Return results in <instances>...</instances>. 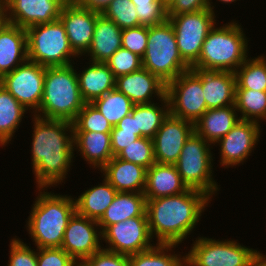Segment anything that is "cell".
I'll return each mask as SVG.
<instances>
[{
    "mask_svg": "<svg viewBox=\"0 0 266 266\" xmlns=\"http://www.w3.org/2000/svg\"><path fill=\"white\" fill-rule=\"evenodd\" d=\"M32 116V172L37 189H50L63 183L74 162L73 123Z\"/></svg>",
    "mask_w": 266,
    "mask_h": 266,
    "instance_id": "6da1fadb",
    "label": "cell"
},
{
    "mask_svg": "<svg viewBox=\"0 0 266 266\" xmlns=\"http://www.w3.org/2000/svg\"><path fill=\"white\" fill-rule=\"evenodd\" d=\"M212 198L189 188L184 193L146 200L152 238L157 244H181L199 223ZM155 236V237H154Z\"/></svg>",
    "mask_w": 266,
    "mask_h": 266,
    "instance_id": "7a4b0ae2",
    "label": "cell"
},
{
    "mask_svg": "<svg viewBox=\"0 0 266 266\" xmlns=\"http://www.w3.org/2000/svg\"><path fill=\"white\" fill-rule=\"evenodd\" d=\"M38 188L26 228L36 248H61L69 220L76 213L72 196Z\"/></svg>",
    "mask_w": 266,
    "mask_h": 266,
    "instance_id": "3957f363",
    "label": "cell"
},
{
    "mask_svg": "<svg viewBox=\"0 0 266 266\" xmlns=\"http://www.w3.org/2000/svg\"><path fill=\"white\" fill-rule=\"evenodd\" d=\"M73 64L45 67L42 101L33 114L45 119L73 122L85 102Z\"/></svg>",
    "mask_w": 266,
    "mask_h": 266,
    "instance_id": "277c9868",
    "label": "cell"
},
{
    "mask_svg": "<svg viewBox=\"0 0 266 266\" xmlns=\"http://www.w3.org/2000/svg\"><path fill=\"white\" fill-rule=\"evenodd\" d=\"M238 21L214 26L203 42L198 60L191 69L207 71H235L248 58V38Z\"/></svg>",
    "mask_w": 266,
    "mask_h": 266,
    "instance_id": "5b68a950",
    "label": "cell"
},
{
    "mask_svg": "<svg viewBox=\"0 0 266 266\" xmlns=\"http://www.w3.org/2000/svg\"><path fill=\"white\" fill-rule=\"evenodd\" d=\"M142 66L166 85L191 69L179 53L173 26L168 19L161 24L148 27Z\"/></svg>",
    "mask_w": 266,
    "mask_h": 266,
    "instance_id": "8992f818",
    "label": "cell"
},
{
    "mask_svg": "<svg viewBox=\"0 0 266 266\" xmlns=\"http://www.w3.org/2000/svg\"><path fill=\"white\" fill-rule=\"evenodd\" d=\"M28 60L45 67L75 64L80 58L69 43L60 19L26 28ZM73 61V62H72Z\"/></svg>",
    "mask_w": 266,
    "mask_h": 266,
    "instance_id": "52a82bcc",
    "label": "cell"
},
{
    "mask_svg": "<svg viewBox=\"0 0 266 266\" xmlns=\"http://www.w3.org/2000/svg\"><path fill=\"white\" fill-rule=\"evenodd\" d=\"M212 144L195 132L184 143L180 156L174 164L182 181L188 188L205 192L213 197L220 190L214 180Z\"/></svg>",
    "mask_w": 266,
    "mask_h": 266,
    "instance_id": "ba28073f",
    "label": "cell"
},
{
    "mask_svg": "<svg viewBox=\"0 0 266 266\" xmlns=\"http://www.w3.org/2000/svg\"><path fill=\"white\" fill-rule=\"evenodd\" d=\"M170 114L193 124L208 110L202 89V70L189 69L166 85Z\"/></svg>",
    "mask_w": 266,
    "mask_h": 266,
    "instance_id": "9c48e42d",
    "label": "cell"
},
{
    "mask_svg": "<svg viewBox=\"0 0 266 266\" xmlns=\"http://www.w3.org/2000/svg\"><path fill=\"white\" fill-rule=\"evenodd\" d=\"M167 17L173 26L179 53L191 67L199 58L206 36L217 25L215 12L206 8Z\"/></svg>",
    "mask_w": 266,
    "mask_h": 266,
    "instance_id": "30bf717a",
    "label": "cell"
},
{
    "mask_svg": "<svg viewBox=\"0 0 266 266\" xmlns=\"http://www.w3.org/2000/svg\"><path fill=\"white\" fill-rule=\"evenodd\" d=\"M187 253L199 266H250L256 249L237 240L197 237Z\"/></svg>",
    "mask_w": 266,
    "mask_h": 266,
    "instance_id": "8fae6325",
    "label": "cell"
},
{
    "mask_svg": "<svg viewBox=\"0 0 266 266\" xmlns=\"http://www.w3.org/2000/svg\"><path fill=\"white\" fill-rule=\"evenodd\" d=\"M45 80V66L27 60L0 78L2 85L31 114L41 104Z\"/></svg>",
    "mask_w": 266,
    "mask_h": 266,
    "instance_id": "7c38bea8",
    "label": "cell"
},
{
    "mask_svg": "<svg viewBox=\"0 0 266 266\" xmlns=\"http://www.w3.org/2000/svg\"><path fill=\"white\" fill-rule=\"evenodd\" d=\"M102 240L106 243L104 249L128 256L149 250L156 245L151 243L154 241L147 216L132 217L108 226L102 232Z\"/></svg>",
    "mask_w": 266,
    "mask_h": 266,
    "instance_id": "4fadbf2b",
    "label": "cell"
},
{
    "mask_svg": "<svg viewBox=\"0 0 266 266\" xmlns=\"http://www.w3.org/2000/svg\"><path fill=\"white\" fill-rule=\"evenodd\" d=\"M261 125L255 121L239 120L235 126L216 144L219 145L220 165L224 168L243 164L254 152L259 138Z\"/></svg>",
    "mask_w": 266,
    "mask_h": 266,
    "instance_id": "5bb4252c",
    "label": "cell"
},
{
    "mask_svg": "<svg viewBox=\"0 0 266 266\" xmlns=\"http://www.w3.org/2000/svg\"><path fill=\"white\" fill-rule=\"evenodd\" d=\"M102 232L98 221L75 213L66 227L61 248L79 265L101 250Z\"/></svg>",
    "mask_w": 266,
    "mask_h": 266,
    "instance_id": "9a60e30c",
    "label": "cell"
},
{
    "mask_svg": "<svg viewBox=\"0 0 266 266\" xmlns=\"http://www.w3.org/2000/svg\"><path fill=\"white\" fill-rule=\"evenodd\" d=\"M194 133V124L169 115L152 138L154 157L157 163L175 164L180 156L184 143Z\"/></svg>",
    "mask_w": 266,
    "mask_h": 266,
    "instance_id": "2e32d148",
    "label": "cell"
},
{
    "mask_svg": "<svg viewBox=\"0 0 266 266\" xmlns=\"http://www.w3.org/2000/svg\"><path fill=\"white\" fill-rule=\"evenodd\" d=\"M101 13L79 6L78 4H64L59 19L73 51L83 56L89 49L94 33L97 17Z\"/></svg>",
    "mask_w": 266,
    "mask_h": 266,
    "instance_id": "e0dca14e",
    "label": "cell"
},
{
    "mask_svg": "<svg viewBox=\"0 0 266 266\" xmlns=\"http://www.w3.org/2000/svg\"><path fill=\"white\" fill-rule=\"evenodd\" d=\"M64 3L61 0H5L8 23L21 28L58 20Z\"/></svg>",
    "mask_w": 266,
    "mask_h": 266,
    "instance_id": "ac0fdd59",
    "label": "cell"
},
{
    "mask_svg": "<svg viewBox=\"0 0 266 266\" xmlns=\"http://www.w3.org/2000/svg\"><path fill=\"white\" fill-rule=\"evenodd\" d=\"M115 88L135 105L148 104L166 95V84L145 68L116 78ZM152 100V101H151Z\"/></svg>",
    "mask_w": 266,
    "mask_h": 266,
    "instance_id": "d6986e66",
    "label": "cell"
},
{
    "mask_svg": "<svg viewBox=\"0 0 266 266\" xmlns=\"http://www.w3.org/2000/svg\"><path fill=\"white\" fill-rule=\"evenodd\" d=\"M147 169L114 156L101 170L118 192H144Z\"/></svg>",
    "mask_w": 266,
    "mask_h": 266,
    "instance_id": "ffe728a7",
    "label": "cell"
},
{
    "mask_svg": "<svg viewBox=\"0 0 266 266\" xmlns=\"http://www.w3.org/2000/svg\"><path fill=\"white\" fill-rule=\"evenodd\" d=\"M188 189L173 164L155 162L146 171V185L143 192L146 200L177 195Z\"/></svg>",
    "mask_w": 266,
    "mask_h": 266,
    "instance_id": "44dd1931",
    "label": "cell"
},
{
    "mask_svg": "<svg viewBox=\"0 0 266 266\" xmlns=\"http://www.w3.org/2000/svg\"><path fill=\"white\" fill-rule=\"evenodd\" d=\"M27 60L26 29L7 23L0 31V78Z\"/></svg>",
    "mask_w": 266,
    "mask_h": 266,
    "instance_id": "7402d4cb",
    "label": "cell"
},
{
    "mask_svg": "<svg viewBox=\"0 0 266 266\" xmlns=\"http://www.w3.org/2000/svg\"><path fill=\"white\" fill-rule=\"evenodd\" d=\"M202 89L208 109L234 105L236 75L229 71L202 70Z\"/></svg>",
    "mask_w": 266,
    "mask_h": 266,
    "instance_id": "603a6c76",
    "label": "cell"
},
{
    "mask_svg": "<svg viewBox=\"0 0 266 266\" xmlns=\"http://www.w3.org/2000/svg\"><path fill=\"white\" fill-rule=\"evenodd\" d=\"M121 47L122 29L100 14L94 27L91 45L83 56H90L91 62L105 63Z\"/></svg>",
    "mask_w": 266,
    "mask_h": 266,
    "instance_id": "cb8c5ba5",
    "label": "cell"
},
{
    "mask_svg": "<svg viewBox=\"0 0 266 266\" xmlns=\"http://www.w3.org/2000/svg\"><path fill=\"white\" fill-rule=\"evenodd\" d=\"M73 145L90 167L98 171L113 158L111 133L73 131Z\"/></svg>",
    "mask_w": 266,
    "mask_h": 266,
    "instance_id": "d4e9b609",
    "label": "cell"
},
{
    "mask_svg": "<svg viewBox=\"0 0 266 266\" xmlns=\"http://www.w3.org/2000/svg\"><path fill=\"white\" fill-rule=\"evenodd\" d=\"M235 105L208 109L195 123L194 132L210 144L224 137L240 120Z\"/></svg>",
    "mask_w": 266,
    "mask_h": 266,
    "instance_id": "484cf974",
    "label": "cell"
},
{
    "mask_svg": "<svg viewBox=\"0 0 266 266\" xmlns=\"http://www.w3.org/2000/svg\"><path fill=\"white\" fill-rule=\"evenodd\" d=\"M81 72H77L78 85L85 103L104 96L115 88L116 78L105 63L88 62Z\"/></svg>",
    "mask_w": 266,
    "mask_h": 266,
    "instance_id": "4316f807",
    "label": "cell"
},
{
    "mask_svg": "<svg viewBox=\"0 0 266 266\" xmlns=\"http://www.w3.org/2000/svg\"><path fill=\"white\" fill-rule=\"evenodd\" d=\"M137 216H147L146 197L143 192H118L98 225L103 232L112 224Z\"/></svg>",
    "mask_w": 266,
    "mask_h": 266,
    "instance_id": "83f0119b",
    "label": "cell"
},
{
    "mask_svg": "<svg viewBox=\"0 0 266 266\" xmlns=\"http://www.w3.org/2000/svg\"><path fill=\"white\" fill-rule=\"evenodd\" d=\"M117 193L118 191L104 177L102 183L85 190L78 198L75 197L76 213L99 221Z\"/></svg>",
    "mask_w": 266,
    "mask_h": 266,
    "instance_id": "f1b7e54d",
    "label": "cell"
},
{
    "mask_svg": "<svg viewBox=\"0 0 266 266\" xmlns=\"http://www.w3.org/2000/svg\"><path fill=\"white\" fill-rule=\"evenodd\" d=\"M159 103L134 105L131 114L136 117V131L139 137L152 139L161 127L164 119L169 115V101L165 95ZM159 104V105H158Z\"/></svg>",
    "mask_w": 266,
    "mask_h": 266,
    "instance_id": "f546056e",
    "label": "cell"
},
{
    "mask_svg": "<svg viewBox=\"0 0 266 266\" xmlns=\"http://www.w3.org/2000/svg\"><path fill=\"white\" fill-rule=\"evenodd\" d=\"M28 110L0 85V146L12 141ZM14 135V136H13Z\"/></svg>",
    "mask_w": 266,
    "mask_h": 266,
    "instance_id": "4dcf8cb0",
    "label": "cell"
},
{
    "mask_svg": "<svg viewBox=\"0 0 266 266\" xmlns=\"http://www.w3.org/2000/svg\"><path fill=\"white\" fill-rule=\"evenodd\" d=\"M235 108L240 120L260 123L266 120V91L235 89Z\"/></svg>",
    "mask_w": 266,
    "mask_h": 266,
    "instance_id": "1f68e13d",
    "label": "cell"
},
{
    "mask_svg": "<svg viewBox=\"0 0 266 266\" xmlns=\"http://www.w3.org/2000/svg\"><path fill=\"white\" fill-rule=\"evenodd\" d=\"M236 89L266 91V57L262 54L246 61L235 71Z\"/></svg>",
    "mask_w": 266,
    "mask_h": 266,
    "instance_id": "d6a6232c",
    "label": "cell"
},
{
    "mask_svg": "<svg viewBox=\"0 0 266 266\" xmlns=\"http://www.w3.org/2000/svg\"><path fill=\"white\" fill-rule=\"evenodd\" d=\"M177 244H157L146 251L129 256V266H181L184 255L173 251ZM174 253H170V252Z\"/></svg>",
    "mask_w": 266,
    "mask_h": 266,
    "instance_id": "836d02e7",
    "label": "cell"
},
{
    "mask_svg": "<svg viewBox=\"0 0 266 266\" xmlns=\"http://www.w3.org/2000/svg\"><path fill=\"white\" fill-rule=\"evenodd\" d=\"M92 104L109 121L112 127L116 126L123 117L129 115L135 105L125 94L116 88L94 100Z\"/></svg>",
    "mask_w": 266,
    "mask_h": 266,
    "instance_id": "e575fe53",
    "label": "cell"
},
{
    "mask_svg": "<svg viewBox=\"0 0 266 266\" xmlns=\"http://www.w3.org/2000/svg\"><path fill=\"white\" fill-rule=\"evenodd\" d=\"M72 123L73 131L111 133L113 128L92 103H85Z\"/></svg>",
    "mask_w": 266,
    "mask_h": 266,
    "instance_id": "d590c367",
    "label": "cell"
},
{
    "mask_svg": "<svg viewBox=\"0 0 266 266\" xmlns=\"http://www.w3.org/2000/svg\"><path fill=\"white\" fill-rule=\"evenodd\" d=\"M117 158L141 165L148 169L155 161L153 141L147 137H140L123 148Z\"/></svg>",
    "mask_w": 266,
    "mask_h": 266,
    "instance_id": "8d00e7d4",
    "label": "cell"
},
{
    "mask_svg": "<svg viewBox=\"0 0 266 266\" xmlns=\"http://www.w3.org/2000/svg\"><path fill=\"white\" fill-rule=\"evenodd\" d=\"M101 14L121 29L139 26L135 5L131 0H113Z\"/></svg>",
    "mask_w": 266,
    "mask_h": 266,
    "instance_id": "74e56055",
    "label": "cell"
},
{
    "mask_svg": "<svg viewBox=\"0 0 266 266\" xmlns=\"http://www.w3.org/2000/svg\"><path fill=\"white\" fill-rule=\"evenodd\" d=\"M136 9L139 26H153L165 22L167 5L163 0H131Z\"/></svg>",
    "mask_w": 266,
    "mask_h": 266,
    "instance_id": "f35d334b",
    "label": "cell"
},
{
    "mask_svg": "<svg viewBox=\"0 0 266 266\" xmlns=\"http://www.w3.org/2000/svg\"><path fill=\"white\" fill-rule=\"evenodd\" d=\"M105 64L113 72L115 78L138 71L143 67L140 56L122 47Z\"/></svg>",
    "mask_w": 266,
    "mask_h": 266,
    "instance_id": "ab89813d",
    "label": "cell"
},
{
    "mask_svg": "<svg viewBox=\"0 0 266 266\" xmlns=\"http://www.w3.org/2000/svg\"><path fill=\"white\" fill-rule=\"evenodd\" d=\"M10 240V256L8 266H38L37 252L31 249L22 239L16 238Z\"/></svg>",
    "mask_w": 266,
    "mask_h": 266,
    "instance_id": "60d3db41",
    "label": "cell"
},
{
    "mask_svg": "<svg viewBox=\"0 0 266 266\" xmlns=\"http://www.w3.org/2000/svg\"><path fill=\"white\" fill-rule=\"evenodd\" d=\"M148 40V27L137 26L122 29V48L143 57Z\"/></svg>",
    "mask_w": 266,
    "mask_h": 266,
    "instance_id": "b9f144b4",
    "label": "cell"
},
{
    "mask_svg": "<svg viewBox=\"0 0 266 266\" xmlns=\"http://www.w3.org/2000/svg\"><path fill=\"white\" fill-rule=\"evenodd\" d=\"M38 266H80L62 248H36Z\"/></svg>",
    "mask_w": 266,
    "mask_h": 266,
    "instance_id": "7bdbcfd3",
    "label": "cell"
},
{
    "mask_svg": "<svg viewBox=\"0 0 266 266\" xmlns=\"http://www.w3.org/2000/svg\"><path fill=\"white\" fill-rule=\"evenodd\" d=\"M80 266H129V256L102 248Z\"/></svg>",
    "mask_w": 266,
    "mask_h": 266,
    "instance_id": "ee69618b",
    "label": "cell"
},
{
    "mask_svg": "<svg viewBox=\"0 0 266 266\" xmlns=\"http://www.w3.org/2000/svg\"><path fill=\"white\" fill-rule=\"evenodd\" d=\"M209 8V0H171L167 4V16L196 12Z\"/></svg>",
    "mask_w": 266,
    "mask_h": 266,
    "instance_id": "f6af8a7d",
    "label": "cell"
},
{
    "mask_svg": "<svg viewBox=\"0 0 266 266\" xmlns=\"http://www.w3.org/2000/svg\"><path fill=\"white\" fill-rule=\"evenodd\" d=\"M138 138L140 137L136 135L135 132L123 131L114 126L111 130V148L113 157Z\"/></svg>",
    "mask_w": 266,
    "mask_h": 266,
    "instance_id": "bcb514c9",
    "label": "cell"
},
{
    "mask_svg": "<svg viewBox=\"0 0 266 266\" xmlns=\"http://www.w3.org/2000/svg\"><path fill=\"white\" fill-rule=\"evenodd\" d=\"M111 1L113 0H80L78 5L102 13Z\"/></svg>",
    "mask_w": 266,
    "mask_h": 266,
    "instance_id": "7dc6e473",
    "label": "cell"
},
{
    "mask_svg": "<svg viewBox=\"0 0 266 266\" xmlns=\"http://www.w3.org/2000/svg\"><path fill=\"white\" fill-rule=\"evenodd\" d=\"M117 128L122 129L123 131L135 132L136 131V117L130 113L129 115L123 117L116 125Z\"/></svg>",
    "mask_w": 266,
    "mask_h": 266,
    "instance_id": "c3c4849f",
    "label": "cell"
},
{
    "mask_svg": "<svg viewBox=\"0 0 266 266\" xmlns=\"http://www.w3.org/2000/svg\"><path fill=\"white\" fill-rule=\"evenodd\" d=\"M250 266H266V255L255 250Z\"/></svg>",
    "mask_w": 266,
    "mask_h": 266,
    "instance_id": "681fc988",
    "label": "cell"
},
{
    "mask_svg": "<svg viewBox=\"0 0 266 266\" xmlns=\"http://www.w3.org/2000/svg\"><path fill=\"white\" fill-rule=\"evenodd\" d=\"M181 266H199L187 253H185Z\"/></svg>",
    "mask_w": 266,
    "mask_h": 266,
    "instance_id": "f907efd6",
    "label": "cell"
},
{
    "mask_svg": "<svg viewBox=\"0 0 266 266\" xmlns=\"http://www.w3.org/2000/svg\"><path fill=\"white\" fill-rule=\"evenodd\" d=\"M0 20H8L6 17L5 0H0Z\"/></svg>",
    "mask_w": 266,
    "mask_h": 266,
    "instance_id": "816d5d0a",
    "label": "cell"
},
{
    "mask_svg": "<svg viewBox=\"0 0 266 266\" xmlns=\"http://www.w3.org/2000/svg\"><path fill=\"white\" fill-rule=\"evenodd\" d=\"M237 0H219V2H223V3H232V2H236ZM212 3L213 2H211V0H209V8L212 10V11H215V10H213V9H215L214 8V5H212Z\"/></svg>",
    "mask_w": 266,
    "mask_h": 266,
    "instance_id": "f5cc1de1",
    "label": "cell"
},
{
    "mask_svg": "<svg viewBox=\"0 0 266 266\" xmlns=\"http://www.w3.org/2000/svg\"><path fill=\"white\" fill-rule=\"evenodd\" d=\"M64 4H78L80 0H61Z\"/></svg>",
    "mask_w": 266,
    "mask_h": 266,
    "instance_id": "db71d44e",
    "label": "cell"
},
{
    "mask_svg": "<svg viewBox=\"0 0 266 266\" xmlns=\"http://www.w3.org/2000/svg\"><path fill=\"white\" fill-rule=\"evenodd\" d=\"M8 23V20H0V31Z\"/></svg>",
    "mask_w": 266,
    "mask_h": 266,
    "instance_id": "11a10c76",
    "label": "cell"
},
{
    "mask_svg": "<svg viewBox=\"0 0 266 266\" xmlns=\"http://www.w3.org/2000/svg\"><path fill=\"white\" fill-rule=\"evenodd\" d=\"M163 1L167 5L171 0H163Z\"/></svg>",
    "mask_w": 266,
    "mask_h": 266,
    "instance_id": "9f6ffc18",
    "label": "cell"
}]
</instances>
